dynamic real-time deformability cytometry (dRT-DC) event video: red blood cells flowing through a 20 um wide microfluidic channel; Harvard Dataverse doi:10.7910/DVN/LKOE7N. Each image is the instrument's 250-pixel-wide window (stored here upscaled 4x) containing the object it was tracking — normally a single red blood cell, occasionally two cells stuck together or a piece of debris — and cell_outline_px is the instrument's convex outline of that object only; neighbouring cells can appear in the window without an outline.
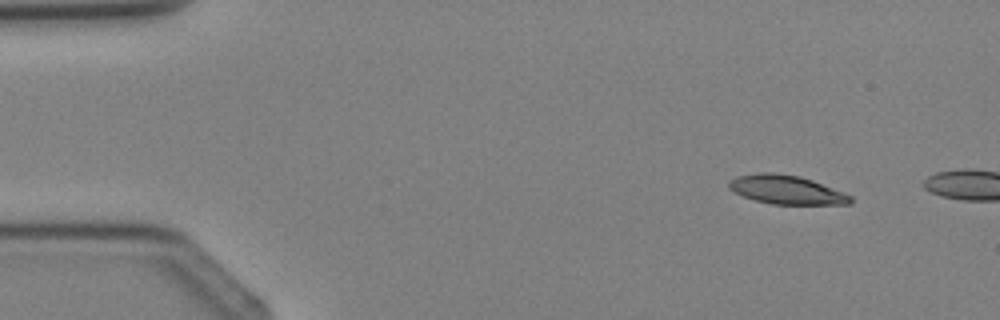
{"species": "Egyptian fruit bat (a non-hibernating species)", "species_latin": "Rousettus aegyptiacus", "temperature_condition": "cold", "stored_images_in_passage": 2, "camera_frame_rate_fps": 3000, "um_per_image_px": 0.085, "animal": {"sex": "female"}, "frame": {"image": 1, "passage_image": 1, "time_ms": 0.0, "image_size_px": [1000, 320], "cell_outline_px": [[852, 204], [772, 204], [756, 200], [732, 192], [728, 188], [728, 180], [736, 176], [756, 172], [772, 172], [800, 176], [812, 180], [844, 192], [852, 196]], "centroid_in_image_um": [66.81, 16.11], "position_along_channel_um": 18.2, "area_um2": 20.58}}